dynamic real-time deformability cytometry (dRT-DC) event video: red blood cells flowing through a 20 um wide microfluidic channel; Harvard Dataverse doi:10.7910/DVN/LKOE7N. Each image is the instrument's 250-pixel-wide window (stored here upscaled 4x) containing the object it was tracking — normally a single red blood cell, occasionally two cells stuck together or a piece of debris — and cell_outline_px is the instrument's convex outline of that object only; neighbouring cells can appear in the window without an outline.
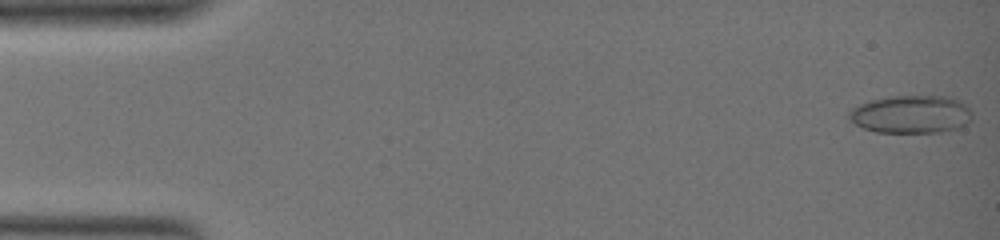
{"species": "common noctule bat (a hibernating species)", "species_latin": "Nyctalus noctula", "temperature_condition": "warm", "stored_images_in_passage": 62, "camera_frame_rate_fps": 3000, "um_per_image_px": 0.085, "animal": {"sex": "female", "body_mass_g": 19.0, "forearm_length_mm": 51.5}, "frame": {"image": 1, "passage_image": 1, "time_ms": 0.0, "image_size_px": [1000, 240], "cell_outline_px": [[972, 116], [964, 124], [956, 128], [940, 132], [876, 132], [864, 128], [856, 124], [848, 116], [848, 112], [852, 108], [860, 104], [872, 100], [888, 96], [944, 96], [956, 100], [964, 104], [972, 112]], "centroid_in_image_um": [77.41, 9.71], "position_along_channel_um": 7.6, "area_um2": 26.82}}
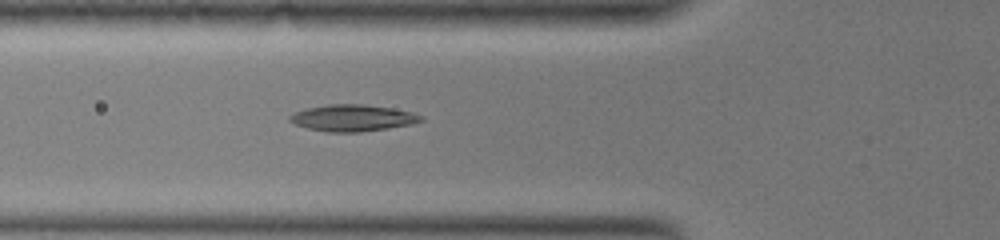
{"frame": {"image": 2, "passage_image": 39, "time_ms": 8.0, "image_size_px": [1000, 240], "cell_outline_px": [[424, 120], [412, 124], [388, 128], [360, 132], [328, 132], [308, 128], [296, 124], [288, 120], [288, 116], [296, 112], [308, 108], [328, 104], [364, 104], [392, 108], [412, 112], [424, 116]], "centroid_in_image_um": [30.0, 10.02], "position_along_channel_um": 95.8, "area_um2": 20.29}}
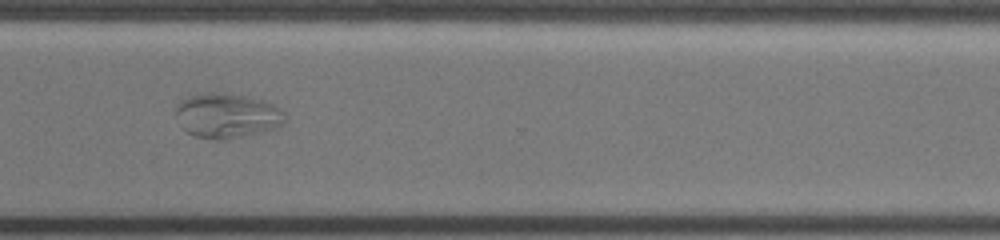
{"frame": {"image": 3, "passage_image": 61, "time_ms": 16.667, "image_size_px": [1000, 240], "cell_outline_px": [[288, 120], [284, 124], [276, 128], [228, 140], [220, 140], [196, 136], [188, 132], [184, 128], [176, 112], [176, 104], [180, 100], [188, 96], [204, 92], [224, 92], [244, 96], [260, 100], [272, 104], [280, 108], [284, 112]], "centroid_in_image_um": [19.33, 9.82], "position_along_channel_um": 351.3, "area_um2": 28.55}}